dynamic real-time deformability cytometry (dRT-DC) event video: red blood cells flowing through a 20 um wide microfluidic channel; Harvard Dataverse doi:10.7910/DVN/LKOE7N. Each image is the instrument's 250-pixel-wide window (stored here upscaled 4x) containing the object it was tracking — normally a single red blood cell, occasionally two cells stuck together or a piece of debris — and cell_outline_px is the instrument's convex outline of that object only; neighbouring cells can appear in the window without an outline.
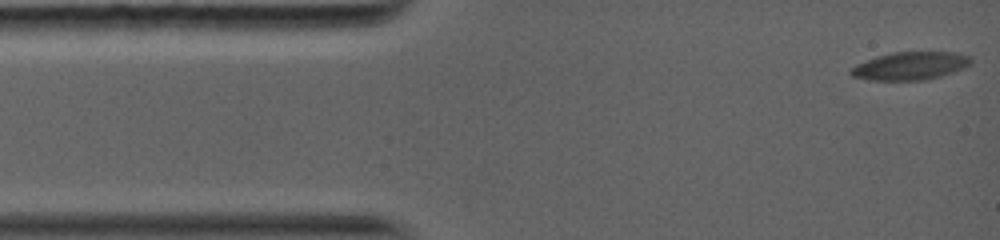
{"species": "common noctule bat (a hibernating species)", "species_latin": "Nyctalus noctula", "temperature_condition": "warm", "stored_images_in_passage": 34, "camera_frame_rate_fps": 5000, "um_per_image_px": 0.085, "animal": {"sex": "female", "body_mass_g": 19.0, "forearm_length_mm": 56.7}, "frame": {"image": 1, "passage_image": 1, "time_ms": 0.0, "image_size_px": [1000, 240], "cell_outline_px": [[972, 64], [964, 68], [940, 76], [924, 80], [872, 80], [852, 76], [848, 72], [848, 68], [856, 64], [876, 56], [892, 52], [956, 52], [972, 56]], "centroid_in_image_um": [77.37, 5.59], "position_along_channel_um": 7.6, "area_um2": 19.77}}
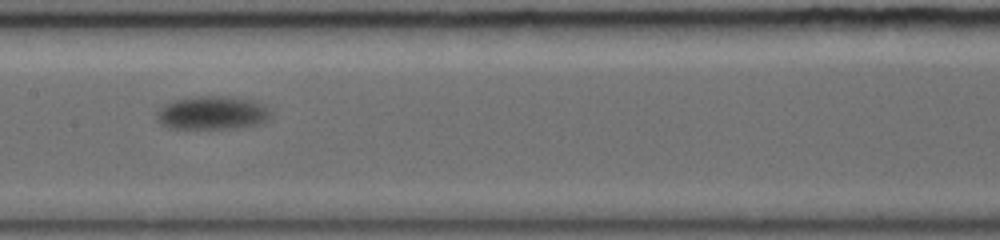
{"frame": {"image": 2, "passage_image": 15, "time_ms": 7.0, "image_size_px": [1000, 240], "cell_outline_px": [[272, 116], [268, 120], [256, 124], [236, 128], [168, 128], [160, 124], [156, 116], [156, 112], [164, 104], [172, 100], [196, 96], [224, 96], [252, 100], [268, 108], [272, 112]], "centroid_in_image_um": [18.02, 9.59], "position_along_channel_um": 189.4, "area_um2": 22.25}}
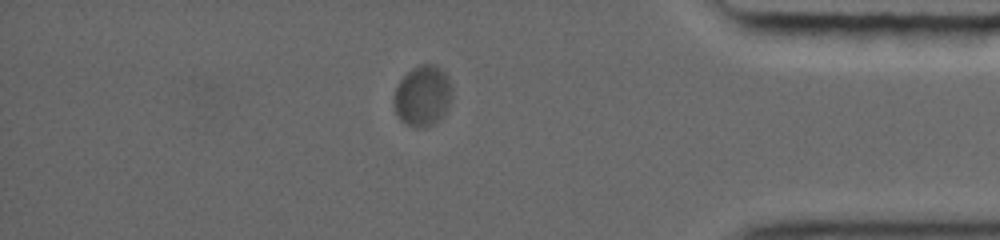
{"frame": {"image": 3, "passage_image": 28, "time_ms": 13.4, "image_size_px": [1000, 240], "cell_outline_px": [[452, 96], [448, 108], [444, 116], [440, 120], [424, 128], [416, 128], [404, 124], [400, 120], [392, 104], [392, 100], [396, 88], [400, 80], [412, 68], [420, 64], [436, 64], [448, 76], [452, 88]], "centroid_in_image_um": [35.93, 8.17], "position_along_channel_um": 399.3, "area_um2": 21.04}}